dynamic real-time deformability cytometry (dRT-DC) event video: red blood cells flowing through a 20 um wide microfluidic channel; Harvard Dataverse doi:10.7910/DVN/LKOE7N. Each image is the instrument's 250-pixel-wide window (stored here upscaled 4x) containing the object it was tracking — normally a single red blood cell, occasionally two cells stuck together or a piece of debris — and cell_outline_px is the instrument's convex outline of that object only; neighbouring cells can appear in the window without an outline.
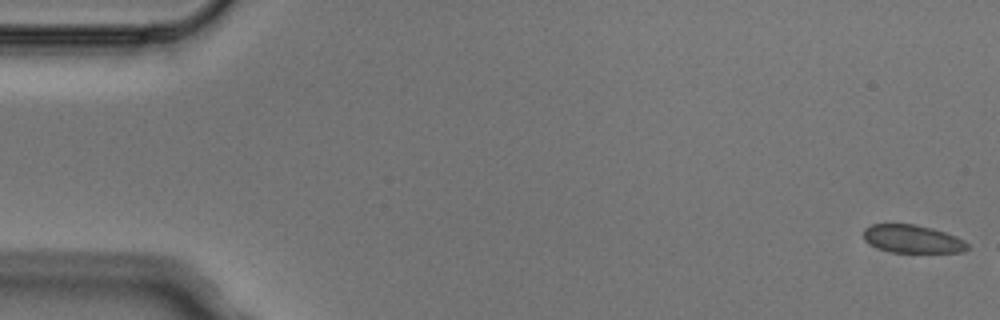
{"species": "Egyptian fruit bat (a non-hibernating species)", "species_latin": "Rousettus aegyptiacus", "temperature_condition": "cold", "stored_images_in_passage": 3, "camera_frame_rate_fps": 3000, "um_per_image_px": 0.085, "animal": {"sex": "male"}, "frame": {"image": 1, "passage_image": 1, "time_ms": 0.0, "image_size_px": [1000, 320], "cell_outline_px": [[968, 248], [964, 252], [888, 252], [876, 248], [868, 244], [864, 240], [864, 228], [872, 224], [916, 224], [932, 228], [956, 236], [964, 240], [968, 244]], "centroid_in_image_um": [77.53, 20.31], "position_along_channel_um": 7.5, "area_um2": 17.11}}